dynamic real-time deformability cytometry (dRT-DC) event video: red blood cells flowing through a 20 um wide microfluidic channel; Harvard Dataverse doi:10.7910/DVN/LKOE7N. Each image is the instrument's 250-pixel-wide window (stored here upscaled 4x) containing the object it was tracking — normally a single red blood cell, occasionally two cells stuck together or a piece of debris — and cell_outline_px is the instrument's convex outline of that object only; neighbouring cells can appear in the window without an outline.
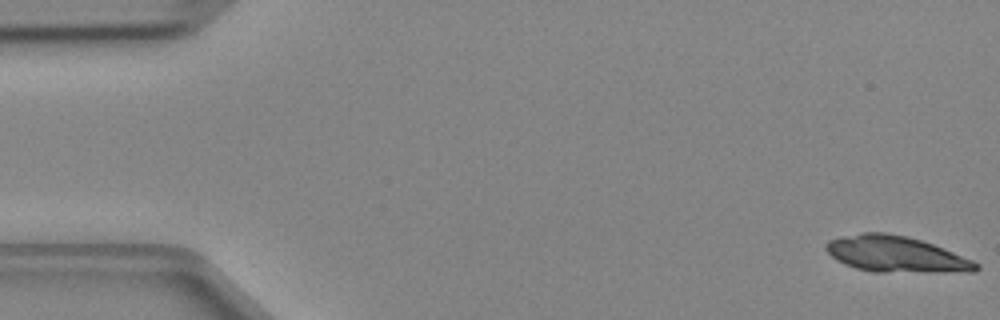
{"species": "Egyptian fruit bat (a non-hibernating species)", "species_latin": "Rousettus aegyptiacus", "temperature_condition": "cold", "stored_images_in_passage": 23, "camera_frame_rate_fps": 3000, "um_per_image_px": 0.085, "animal": {"sex": "female"}, "frame": {"image": 1, "passage_image": 1, "time_ms": 0.0, "image_size_px": [1000, 320], "cell_outline_px": [[980, 268], [976, 272], [872, 272], [856, 268], [844, 264], [836, 260], [824, 248], [824, 244], [828, 240], [864, 232], [884, 232], [908, 236], [944, 248], [972, 260], [980, 264]], "centroid_in_image_um": [76.17, 21.62], "position_along_channel_um": 8.8, "area_um2": 31.67}}
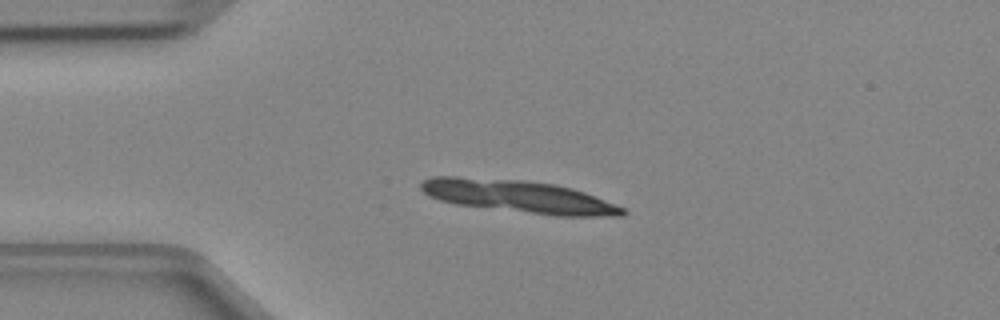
{"frame": {"image": 2, "passage_image": 11, "time_ms": 3.333, "image_size_px": [1000, 320], "cell_outline_px": [[628, 212], [624, 216], [556, 216], [456, 204], [440, 200], [428, 196], [420, 188], [420, 184], [424, 180], [432, 176], [456, 176], [524, 180], [556, 184], [572, 188], [584, 192], [624, 208]], "centroid_in_image_um": [44.08, 16.69], "position_along_channel_um": 40.9, "area_um2": 38.21}}